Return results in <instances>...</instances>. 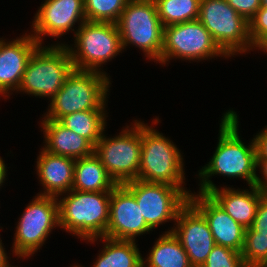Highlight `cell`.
<instances>
[{
  "instance_id": "obj_6",
  "label": "cell",
  "mask_w": 267,
  "mask_h": 267,
  "mask_svg": "<svg viewBox=\"0 0 267 267\" xmlns=\"http://www.w3.org/2000/svg\"><path fill=\"white\" fill-rule=\"evenodd\" d=\"M116 24L123 49L135 45L147 59L160 63L164 27L154 0H129Z\"/></svg>"
},
{
  "instance_id": "obj_36",
  "label": "cell",
  "mask_w": 267,
  "mask_h": 267,
  "mask_svg": "<svg viewBox=\"0 0 267 267\" xmlns=\"http://www.w3.org/2000/svg\"><path fill=\"white\" fill-rule=\"evenodd\" d=\"M254 49H260L267 53V35L254 47Z\"/></svg>"
},
{
  "instance_id": "obj_9",
  "label": "cell",
  "mask_w": 267,
  "mask_h": 267,
  "mask_svg": "<svg viewBox=\"0 0 267 267\" xmlns=\"http://www.w3.org/2000/svg\"><path fill=\"white\" fill-rule=\"evenodd\" d=\"M134 121L132 128L127 125L118 136L107 138L103 133L94 148V153L117 185L138 178L142 149L141 121Z\"/></svg>"
},
{
  "instance_id": "obj_13",
  "label": "cell",
  "mask_w": 267,
  "mask_h": 267,
  "mask_svg": "<svg viewBox=\"0 0 267 267\" xmlns=\"http://www.w3.org/2000/svg\"><path fill=\"white\" fill-rule=\"evenodd\" d=\"M171 230L182 244L193 267H201L216 245L205 217L188 202L178 213Z\"/></svg>"
},
{
  "instance_id": "obj_15",
  "label": "cell",
  "mask_w": 267,
  "mask_h": 267,
  "mask_svg": "<svg viewBox=\"0 0 267 267\" xmlns=\"http://www.w3.org/2000/svg\"><path fill=\"white\" fill-rule=\"evenodd\" d=\"M86 21L84 0H45L32 22V36L42 45L44 36L57 37L74 31ZM43 36V37H42Z\"/></svg>"
},
{
  "instance_id": "obj_21",
  "label": "cell",
  "mask_w": 267,
  "mask_h": 267,
  "mask_svg": "<svg viewBox=\"0 0 267 267\" xmlns=\"http://www.w3.org/2000/svg\"><path fill=\"white\" fill-rule=\"evenodd\" d=\"M116 186L95 153L75 161L72 190L103 192Z\"/></svg>"
},
{
  "instance_id": "obj_10",
  "label": "cell",
  "mask_w": 267,
  "mask_h": 267,
  "mask_svg": "<svg viewBox=\"0 0 267 267\" xmlns=\"http://www.w3.org/2000/svg\"><path fill=\"white\" fill-rule=\"evenodd\" d=\"M17 223L12 252L18 258H29L43 246L53 228L60 227L58 198L37 194Z\"/></svg>"
},
{
  "instance_id": "obj_1",
  "label": "cell",
  "mask_w": 267,
  "mask_h": 267,
  "mask_svg": "<svg viewBox=\"0 0 267 267\" xmlns=\"http://www.w3.org/2000/svg\"><path fill=\"white\" fill-rule=\"evenodd\" d=\"M238 120L237 113L230 109L222 116L215 153L198 173L200 193L208 194L217 187L210 177L218 174L244 179L248 186L255 185L258 174L254 139L248 146L242 142Z\"/></svg>"
},
{
  "instance_id": "obj_28",
  "label": "cell",
  "mask_w": 267,
  "mask_h": 267,
  "mask_svg": "<svg viewBox=\"0 0 267 267\" xmlns=\"http://www.w3.org/2000/svg\"><path fill=\"white\" fill-rule=\"evenodd\" d=\"M201 267H245L241 253L221 245H215Z\"/></svg>"
},
{
  "instance_id": "obj_29",
  "label": "cell",
  "mask_w": 267,
  "mask_h": 267,
  "mask_svg": "<svg viewBox=\"0 0 267 267\" xmlns=\"http://www.w3.org/2000/svg\"><path fill=\"white\" fill-rule=\"evenodd\" d=\"M267 35V7H261L249 21V38L255 47Z\"/></svg>"
},
{
  "instance_id": "obj_7",
  "label": "cell",
  "mask_w": 267,
  "mask_h": 267,
  "mask_svg": "<svg viewBox=\"0 0 267 267\" xmlns=\"http://www.w3.org/2000/svg\"><path fill=\"white\" fill-rule=\"evenodd\" d=\"M73 36L74 48L65 44L74 68L77 70L101 71L105 64L122 50L121 37L116 23L85 21Z\"/></svg>"
},
{
  "instance_id": "obj_20",
  "label": "cell",
  "mask_w": 267,
  "mask_h": 267,
  "mask_svg": "<svg viewBox=\"0 0 267 267\" xmlns=\"http://www.w3.org/2000/svg\"><path fill=\"white\" fill-rule=\"evenodd\" d=\"M41 125L45 151L74 160L94 153L95 147L86 138L66 128L59 121L42 119Z\"/></svg>"
},
{
  "instance_id": "obj_12",
  "label": "cell",
  "mask_w": 267,
  "mask_h": 267,
  "mask_svg": "<svg viewBox=\"0 0 267 267\" xmlns=\"http://www.w3.org/2000/svg\"><path fill=\"white\" fill-rule=\"evenodd\" d=\"M123 185L135 196L141 214L151 229L164 222L175 221L192 194L190 190L179 189L171 184L144 182L138 179Z\"/></svg>"
},
{
  "instance_id": "obj_38",
  "label": "cell",
  "mask_w": 267,
  "mask_h": 267,
  "mask_svg": "<svg viewBox=\"0 0 267 267\" xmlns=\"http://www.w3.org/2000/svg\"><path fill=\"white\" fill-rule=\"evenodd\" d=\"M5 267H15V266H12L11 264H7Z\"/></svg>"
},
{
  "instance_id": "obj_18",
  "label": "cell",
  "mask_w": 267,
  "mask_h": 267,
  "mask_svg": "<svg viewBox=\"0 0 267 267\" xmlns=\"http://www.w3.org/2000/svg\"><path fill=\"white\" fill-rule=\"evenodd\" d=\"M75 161L69 157L52 154L42 148L37 157L36 170L44 191L38 194L59 198L72 190Z\"/></svg>"
},
{
  "instance_id": "obj_39",
  "label": "cell",
  "mask_w": 267,
  "mask_h": 267,
  "mask_svg": "<svg viewBox=\"0 0 267 267\" xmlns=\"http://www.w3.org/2000/svg\"><path fill=\"white\" fill-rule=\"evenodd\" d=\"M260 267H267V262L266 263H264L262 266H260Z\"/></svg>"
},
{
  "instance_id": "obj_8",
  "label": "cell",
  "mask_w": 267,
  "mask_h": 267,
  "mask_svg": "<svg viewBox=\"0 0 267 267\" xmlns=\"http://www.w3.org/2000/svg\"><path fill=\"white\" fill-rule=\"evenodd\" d=\"M198 20L229 57L254 48L249 38V22L226 0H201Z\"/></svg>"
},
{
  "instance_id": "obj_4",
  "label": "cell",
  "mask_w": 267,
  "mask_h": 267,
  "mask_svg": "<svg viewBox=\"0 0 267 267\" xmlns=\"http://www.w3.org/2000/svg\"><path fill=\"white\" fill-rule=\"evenodd\" d=\"M70 53L63 43L39 45L30 56L17 92L51 100L73 72Z\"/></svg>"
},
{
  "instance_id": "obj_26",
  "label": "cell",
  "mask_w": 267,
  "mask_h": 267,
  "mask_svg": "<svg viewBox=\"0 0 267 267\" xmlns=\"http://www.w3.org/2000/svg\"><path fill=\"white\" fill-rule=\"evenodd\" d=\"M129 0H84L85 18L92 22L116 23Z\"/></svg>"
},
{
  "instance_id": "obj_27",
  "label": "cell",
  "mask_w": 267,
  "mask_h": 267,
  "mask_svg": "<svg viewBox=\"0 0 267 267\" xmlns=\"http://www.w3.org/2000/svg\"><path fill=\"white\" fill-rule=\"evenodd\" d=\"M241 258L245 267H260L267 262V235L245 232Z\"/></svg>"
},
{
  "instance_id": "obj_35",
  "label": "cell",
  "mask_w": 267,
  "mask_h": 267,
  "mask_svg": "<svg viewBox=\"0 0 267 267\" xmlns=\"http://www.w3.org/2000/svg\"><path fill=\"white\" fill-rule=\"evenodd\" d=\"M7 166L5 165L3 159L0 157V187L3 185L4 181L6 180L7 175Z\"/></svg>"
},
{
  "instance_id": "obj_30",
  "label": "cell",
  "mask_w": 267,
  "mask_h": 267,
  "mask_svg": "<svg viewBox=\"0 0 267 267\" xmlns=\"http://www.w3.org/2000/svg\"><path fill=\"white\" fill-rule=\"evenodd\" d=\"M246 21H250L261 8V0H226Z\"/></svg>"
},
{
  "instance_id": "obj_25",
  "label": "cell",
  "mask_w": 267,
  "mask_h": 267,
  "mask_svg": "<svg viewBox=\"0 0 267 267\" xmlns=\"http://www.w3.org/2000/svg\"><path fill=\"white\" fill-rule=\"evenodd\" d=\"M163 27L198 20L201 0H154Z\"/></svg>"
},
{
  "instance_id": "obj_11",
  "label": "cell",
  "mask_w": 267,
  "mask_h": 267,
  "mask_svg": "<svg viewBox=\"0 0 267 267\" xmlns=\"http://www.w3.org/2000/svg\"><path fill=\"white\" fill-rule=\"evenodd\" d=\"M215 56L229 58L199 20L164 27L160 64L165 65L174 57L200 61Z\"/></svg>"
},
{
  "instance_id": "obj_17",
  "label": "cell",
  "mask_w": 267,
  "mask_h": 267,
  "mask_svg": "<svg viewBox=\"0 0 267 267\" xmlns=\"http://www.w3.org/2000/svg\"><path fill=\"white\" fill-rule=\"evenodd\" d=\"M0 38V95L9 98L11 91H17L27 62L40 45L31 35L24 34L13 41L1 40ZM11 90V91H10Z\"/></svg>"
},
{
  "instance_id": "obj_33",
  "label": "cell",
  "mask_w": 267,
  "mask_h": 267,
  "mask_svg": "<svg viewBox=\"0 0 267 267\" xmlns=\"http://www.w3.org/2000/svg\"><path fill=\"white\" fill-rule=\"evenodd\" d=\"M257 168H260L262 177H257L255 186L265 195H267V160H256Z\"/></svg>"
},
{
  "instance_id": "obj_31",
  "label": "cell",
  "mask_w": 267,
  "mask_h": 267,
  "mask_svg": "<svg viewBox=\"0 0 267 267\" xmlns=\"http://www.w3.org/2000/svg\"><path fill=\"white\" fill-rule=\"evenodd\" d=\"M246 232H259V235H267V195L258 204L254 221Z\"/></svg>"
},
{
  "instance_id": "obj_5",
  "label": "cell",
  "mask_w": 267,
  "mask_h": 267,
  "mask_svg": "<svg viewBox=\"0 0 267 267\" xmlns=\"http://www.w3.org/2000/svg\"><path fill=\"white\" fill-rule=\"evenodd\" d=\"M172 140L141 121V156L138 180L167 183L185 189L183 156Z\"/></svg>"
},
{
  "instance_id": "obj_3",
  "label": "cell",
  "mask_w": 267,
  "mask_h": 267,
  "mask_svg": "<svg viewBox=\"0 0 267 267\" xmlns=\"http://www.w3.org/2000/svg\"><path fill=\"white\" fill-rule=\"evenodd\" d=\"M107 73L74 69L50 100L44 120H57L79 111L105 110L111 81ZM107 97V98H106Z\"/></svg>"
},
{
  "instance_id": "obj_23",
  "label": "cell",
  "mask_w": 267,
  "mask_h": 267,
  "mask_svg": "<svg viewBox=\"0 0 267 267\" xmlns=\"http://www.w3.org/2000/svg\"><path fill=\"white\" fill-rule=\"evenodd\" d=\"M104 247L91 267H142V255L136 241L100 237Z\"/></svg>"
},
{
  "instance_id": "obj_2",
  "label": "cell",
  "mask_w": 267,
  "mask_h": 267,
  "mask_svg": "<svg viewBox=\"0 0 267 267\" xmlns=\"http://www.w3.org/2000/svg\"><path fill=\"white\" fill-rule=\"evenodd\" d=\"M67 193L62 199L58 198L60 228L91 243L105 237L111 191L70 190Z\"/></svg>"
},
{
  "instance_id": "obj_19",
  "label": "cell",
  "mask_w": 267,
  "mask_h": 267,
  "mask_svg": "<svg viewBox=\"0 0 267 267\" xmlns=\"http://www.w3.org/2000/svg\"><path fill=\"white\" fill-rule=\"evenodd\" d=\"M249 190L230 187L215 188L208 194L229 214L237 223L248 229L256 216L257 207L265 196L255 185Z\"/></svg>"
},
{
  "instance_id": "obj_14",
  "label": "cell",
  "mask_w": 267,
  "mask_h": 267,
  "mask_svg": "<svg viewBox=\"0 0 267 267\" xmlns=\"http://www.w3.org/2000/svg\"><path fill=\"white\" fill-rule=\"evenodd\" d=\"M150 231L153 230L145 222L135 196L124 185H117L111 191L105 237L135 241L137 236Z\"/></svg>"
},
{
  "instance_id": "obj_16",
  "label": "cell",
  "mask_w": 267,
  "mask_h": 267,
  "mask_svg": "<svg viewBox=\"0 0 267 267\" xmlns=\"http://www.w3.org/2000/svg\"><path fill=\"white\" fill-rule=\"evenodd\" d=\"M189 202L205 217L216 245L231 248L241 253L246 228L237 223L209 195L204 193L191 194Z\"/></svg>"
},
{
  "instance_id": "obj_40",
  "label": "cell",
  "mask_w": 267,
  "mask_h": 267,
  "mask_svg": "<svg viewBox=\"0 0 267 267\" xmlns=\"http://www.w3.org/2000/svg\"><path fill=\"white\" fill-rule=\"evenodd\" d=\"M72 267H81V265H74V266H72ZM83 267V266H82Z\"/></svg>"
},
{
  "instance_id": "obj_22",
  "label": "cell",
  "mask_w": 267,
  "mask_h": 267,
  "mask_svg": "<svg viewBox=\"0 0 267 267\" xmlns=\"http://www.w3.org/2000/svg\"><path fill=\"white\" fill-rule=\"evenodd\" d=\"M164 233L153 245L147 259L142 258V267H193L182 244L174 234Z\"/></svg>"
},
{
  "instance_id": "obj_37",
  "label": "cell",
  "mask_w": 267,
  "mask_h": 267,
  "mask_svg": "<svg viewBox=\"0 0 267 267\" xmlns=\"http://www.w3.org/2000/svg\"><path fill=\"white\" fill-rule=\"evenodd\" d=\"M261 7H267V0H261Z\"/></svg>"
},
{
  "instance_id": "obj_32",
  "label": "cell",
  "mask_w": 267,
  "mask_h": 267,
  "mask_svg": "<svg viewBox=\"0 0 267 267\" xmlns=\"http://www.w3.org/2000/svg\"><path fill=\"white\" fill-rule=\"evenodd\" d=\"M253 138L256 149V160H267V126Z\"/></svg>"
},
{
  "instance_id": "obj_24",
  "label": "cell",
  "mask_w": 267,
  "mask_h": 267,
  "mask_svg": "<svg viewBox=\"0 0 267 267\" xmlns=\"http://www.w3.org/2000/svg\"><path fill=\"white\" fill-rule=\"evenodd\" d=\"M106 110H87L68 114L59 122L83 138L94 147L102 137L106 125Z\"/></svg>"
},
{
  "instance_id": "obj_34",
  "label": "cell",
  "mask_w": 267,
  "mask_h": 267,
  "mask_svg": "<svg viewBox=\"0 0 267 267\" xmlns=\"http://www.w3.org/2000/svg\"><path fill=\"white\" fill-rule=\"evenodd\" d=\"M2 240L0 239V267H5L9 262L5 248L3 247Z\"/></svg>"
}]
</instances>
